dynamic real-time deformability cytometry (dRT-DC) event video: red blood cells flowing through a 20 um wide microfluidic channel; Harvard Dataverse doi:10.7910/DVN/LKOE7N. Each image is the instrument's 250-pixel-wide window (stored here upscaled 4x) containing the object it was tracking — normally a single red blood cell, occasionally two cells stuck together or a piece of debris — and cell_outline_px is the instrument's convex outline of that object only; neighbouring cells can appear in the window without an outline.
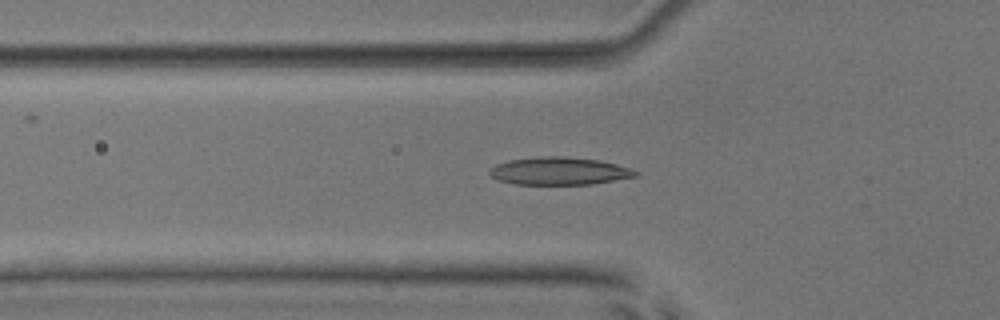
{"species": "common noctule bat (a hibernating species)", "species_latin": "Nyctalus noctula", "temperature_condition": "room temperature", "stored_images_in_passage": 36, "camera_frame_rate_fps": 3000, "um_per_image_px": 0.085, "animal": {"sex": "male", "body_mass_g": 17.9, "forearm_length_mm": 54.2}, "frame": {"image": 1, "passage_image": 5, "time_ms": 1.333, "image_size_px": [1000, 320], "cell_outline_px": [[640, 172], [636, 176], [592, 184], [516, 184], [500, 180], [492, 176], [488, 172], [496, 164], [508, 160], [536, 156], [560, 156], [600, 160], [632, 168]], "centroid_in_image_um": [47.55, 14.53], "position_along_channel_um": 78.2, "area_um2": 23.47}}
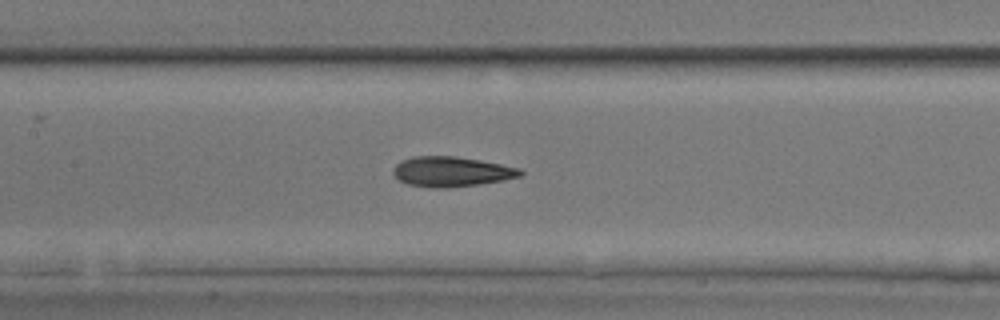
{"frame": {"image": 2, "passage_image": 12, "time_ms": 3.667, "image_size_px": [1000, 320], "cell_outline_px": [[524, 172], [520, 176], [504, 180], [448, 188], [432, 188], [408, 184], [396, 180], [392, 172], [392, 168], [400, 160], [412, 156], [456, 156], [480, 160], [520, 168]], "centroid_in_image_um": [38.31, 14.58], "position_along_channel_um": 169.1, "area_um2": 22.43}}
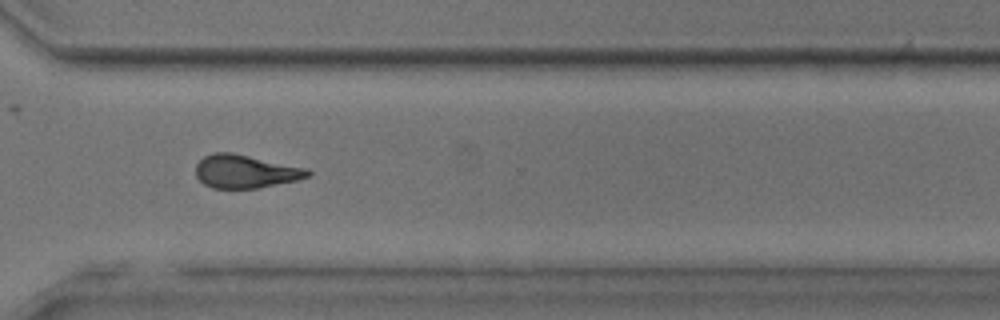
{"frame": {"image": 3, "passage_image": 26, "time_ms": 8.333, "image_size_px": [1000, 320], "cell_outline_px": [[312, 172], [308, 176], [296, 180], [256, 188], [212, 188], [204, 184], [196, 176], [196, 164], [204, 156], [212, 152], [232, 152], [308, 168]], "centroid_in_image_um": [20.84, 14.56], "position_along_channel_um": 349.8, "area_um2": 21.68}, "authors_computed_cell_mechanics": {"area_um2": 21.6461, "velocity_mm_per_s": 3.8798, "shape_relaxation_time_tau1_ms": 4.6231, "shape_relaxation_time_tau2_ms": 2.7155, "deformation_change_tau1": 0.1458, "deformation_change_tau2": 0.1122}}